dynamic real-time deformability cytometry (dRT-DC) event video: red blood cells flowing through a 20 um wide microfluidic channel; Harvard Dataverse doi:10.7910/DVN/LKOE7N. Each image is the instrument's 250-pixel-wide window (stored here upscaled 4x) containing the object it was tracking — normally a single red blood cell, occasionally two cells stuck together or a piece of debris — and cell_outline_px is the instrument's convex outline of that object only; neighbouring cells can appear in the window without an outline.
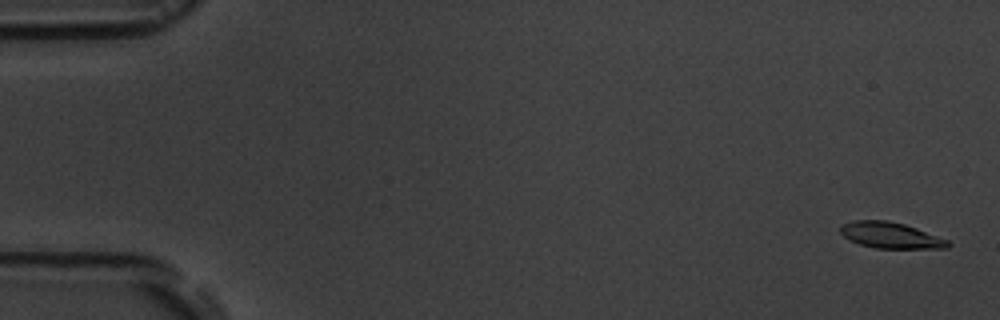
{"species": "common noctule bat (a hibernating species)", "species_latin": "Nyctalus noctula", "temperature_condition": "room temperature", "stored_images_in_passage": 5, "camera_frame_rate_fps": 3000, "um_per_image_px": 0.085, "animal": {"sex": "male", "body_mass_g": 19.5, "forearm_length_mm": 54.6}, "frame": {"image": 1, "passage_image": 1, "time_ms": 0.0, "image_size_px": [1000, 320], "cell_outline_px": [[952, 244], [948, 248], [876, 248], [860, 244], [844, 236], [840, 232], [840, 224], [852, 220], [888, 220], [904, 224], [916, 228], [948, 240]], "centroid_in_image_um": [75.69, 19.99], "position_along_channel_um": 9.3, "area_um2": 16.24}}
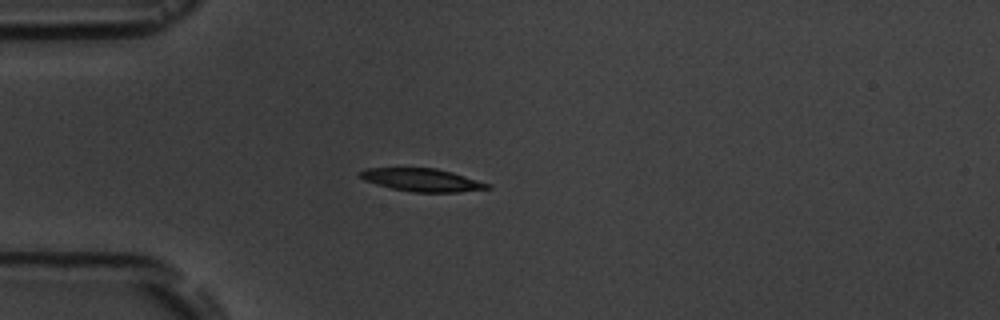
{"frame": {"image": 2, "passage_image": 5, "time_ms": 4.667, "image_size_px": [1000, 320], "cell_outline_px": [[492, 188], [460, 192], [412, 192], [392, 188], [364, 180], [360, 176], [360, 172], [364, 168], [436, 168], [452, 172], [492, 184]], "centroid_in_image_um": [35.93, 15.3], "position_along_channel_um": 49.1, "area_um2": 16.94}}